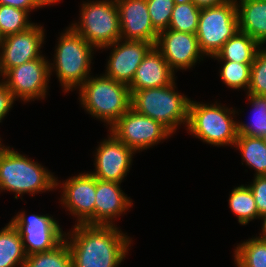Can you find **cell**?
Returning a JSON list of instances; mask_svg holds the SVG:
<instances>
[{"label": "cell", "instance_id": "6da1fadb", "mask_svg": "<svg viewBox=\"0 0 266 267\" xmlns=\"http://www.w3.org/2000/svg\"><path fill=\"white\" fill-rule=\"evenodd\" d=\"M72 267H118L129 251L131 240L117 225L75 224L65 232Z\"/></svg>", "mask_w": 266, "mask_h": 267}, {"label": "cell", "instance_id": "7a4b0ae2", "mask_svg": "<svg viewBox=\"0 0 266 267\" xmlns=\"http://www.w3.org/2000/svg\"><path fill=\"white\" fill-rule=\"evenodd\" d=\"M56 177L46 167L10 146H0V191H10L15 199L56 189Z\"/></svg>", "mask_w": 266, "mask_h": 267}, {"label": "cell", "instance_id": "3957f363", "mask_svg": "<svg viewBox=\"0 0 266 267\" xmlns=\"http://www.w3.org/2000/svg\"><path fill=\"white\" fill-rule=\"evenodd\" d=\"M78 94L81 107L109 128L131 107L129 87L104 74L88 77Z\"/></svg>", "mask_w": 266, "mask_h": 267}, {"label": "cell", "instance_id": "277c9868", "mask_svg": "<svg viewBox=\"0 0 266 267\" xmlns=\"http://www.w3.org/2000/svg\"><path fill=\"white\" fill-rule=\"evenodd\" d=\"M58 38L54 62L49 63L50 75L54 69L64 93H69L91 76L90 65L95 48L70 26Z\"/></svg>", "mask_w": 266, "mask_h": 267}, {"label": "cell", "instance_id": "5b68a950", "mask_svg": "<svg viewBox=\"0 0 266 267\" xmlns=\"http://www.w3.org/2000/svg\"><path fill=\"white\" fill-rule=\"evenodd\" d=\"M176 88L174 80L167 86L130 91L131 108L161 123L174 134L182 124L187 126L191 100Z\"/></svg>", "mask_w": 266, "mask_h": 267}, {"label": "cell", "instance_id": "8992f818", "mask_svg": "<svg viewBox=\"0 0 266 267\" xmlns=\"http://www.w3.org/2000/svg\"><path fill=\"white\" fill-rule=\"evenodd\" d=\"M238 111L218 104L190 100L186 130L194 137L213 146H234L238 137Z\"/></svg>", "mask_w": 266, "mask_h": 267}, {"label": "cell", "instance_id": "52a82bcc", "mask_svg": "<svg viewBox=\"0 0 266 267\" xmlns=\"http://www.w3.org/2000/svg\"><path fill=\"white\" fill-rule=\"evenodd\" d=\"M80 21L70 27L91 46L102 49L121 39V27L116 0L83 1Z\"/></svg>", "mask_w": 266, "mask_h": 267}, {"label": "cell", "instance_id": "ba28073f", "mask_svg": "<svg viewBox=\"0 0 266 267\" xmlns=\"http://www.w3.org/2000/svg\"><path fill=\"white\" fill-rule=\"evenodd\" d=\"M238 31L235 0H229L219 6L201 9L196 36L204 56H215Z\"/></svg>", "mask_w": 266, "mask_h": 267}, {"label": "cell", "instance_id": "9c48e42d", "mask_svg": "<svg viewBox=\"0 0 266 267\" xmlns=\"http://www.w3.org/2000/svg\"><path fill=\"white\" fill-rule=\"evenodd\" d=\"M135 153L147 150L173 134L161 123L129 108L109 130Z\"/></svg>", "mask_w": 266, "mask_h": 267}, {"label": "cell", "instance_id": "30bf717a", "mask_svg": "<svg viewBox=\"0 0 266 267\" xmlns=\"http://www.w3.org/2000/svg\"><path fill=\"white\" fill-rule=\"evenodd\" d=\"M50 61L41 58L9 69L1 81L13 93L14 98L24 102L43 100L48 93L50 81ZM20 98V99H19Z\"/></svg>", "mask_w": 266, "mask_h": 267}, {"label": "cell", "instance_id": "8fae6325", "mask_svg": "<svg viewBox=\"0 0 266 267\" xmlns=\"http://www.w3.org/2000/svg\"><path fill=\"white\" fill-rule=\"evenodd\" d=\"M10 222L19 231L27 256L50 251L64 240L65 232L59 222L49 214H32L28 217L25 211H21Z\"/></svg>", "mask_w": 266, "mask_h": 267}, {"label": "cell", "instance_id": "7c38bea8", "mask_svg": "<svg viewBox=\"0 0 266 267\" xmlns=\"http://www.w3.org/2000/svg\"><path fill=\"white\" fill-rule=\"evenodd\" d=\"M55 187L62 188L60 204L70 212L69 215L77 218L75 224L94 225L96 178L90 172L79 173L62 184L56 178Z\"/></svg>", "mask_w": 266, "mask_h": 267}, {"label": "cell", "instance_id": "4fadbf2b", "mask_svg": "<svg viewBox=\"0 0 266 267\" xmlns=\"http://www.w3.org/2000/svg\"><path fill=\"white\" fill-rule=\"evenodd\" d=\"M107 136L108 139L101 141L96 148L95 171L90 173L100 180L122 183L130 172L135 152L110 131Z\"/></svg>", "mask_w": 266, "mask_h": 267}, {"label": "cell", "instance_id": "5bb4252c", "mask_svg": "<svg viewBox=\"0 0 266 267\" xmlns=\"http://www.w3.org/2000/svg\"><path fill=\"white\" fill-rule=\"evenodd\" d=\"M45 29L37 23L25 31L4 38L0 51V76L9 69L43 56Z\"/></svg>", "mask_w": 266, "mask_h": 267}, {"label": "cell", "instance_id": "9a60e30c", "mask_svg": "<svg viewBox=\"0 0 266 267\" xmlns=\"http://www.w3.org/2000/svg\"><path fill=\"white\" fill-rule=\"evenodd\" d=\"M155 47L174 73L180 69H191L197 61L204 60L196 34L166 29L158 33Z\"/></svg>", "mask_w": 266, "mask_h": 267}, {"label": "cell", "instance_id": "2e32d148", "mask_svg": "<svg viewBox=\"0 0 266 267\" xmlns=\"http://www.w3.org/2000/svg\"><path fill=\"white\" fill-rule=\"evenodd\" d=\"M153 46L150 42L120 39L102 48L106 50L113 47L104 75L129 86L138 66Z\"/></svg>", "mask_w": 266, "mask_h": 267}, {"label": "cell", "instance_id": "e0dca14e", "mask_svg": "<svg viewBox=\"0 0 266 267\" xmlns=\"http://www.w3.org/2000/svg\"><path fill=\"white\" fill-rule=\"evenodd\" d=\"M121 39L150 42L154 46L158 32L154 29L146 0H116Z\"/></svg>", "mask_w": 266, "mask_h": 267}, {"label": "cell", "instance_id": "ac0fdd59", "mask_svg": "<svg viewBox=\"0 0 266 267\" xmlns=\"http://www.w3.org/2000/svg\"><path fill=\"white\" fill-rule=\"evenodd\" d=\"M120 185L96 178L94 225H115L114 218L116 220L133 206L132 199Z\"/></svg>", "mask_w": 266, "mask_h": 267}, {"label": "cell", "instance_id": "d6986e66", "mask_svg": "<svg viewBox=\"0 0 266 267\" xmlns=\"http://www.w3.org/2000/svg\"><path fill=\"white\" fill-rule=\"evenodd\" d=\"M174 80H176L175 73L170 69L162 53L153 46L144 56L128 87L130 91L157 88L167 86Z\"/></svg>", "mask_w": 266, "mask_h": 267}, {"label": "cell", "instance_id": "ffe728a7", "mask_svg": "<svg viewBox=\"0 0 266 267\" xmlns=\"http://www.w3.org/2000/svg\"><path fill=\"white\" fill-rule=\"evenodd\" d=\"M239 31L266 44V0H235Z\"/></svg>", "mask_w": 266, "mask_h": 267}, {"label": "cell", "instance_id": "44dd1931", "mask_svg": "<svg viewBox=\"0 0 266 267\" xmlns=\"http://www.w3.org/2000/svg\"><path fill=\"white\" fill-rule=\"evenodd\" d=\"M262 46L248 34L238 31L221 48L212 59L233 61L238 63H253L258 50Z\"/></svg>", "mask_w": 266, "mask_h": 267}, {"label": "cell", "instance_id": "7402d4cb", "mask_svg": "<svg viewBox=\"0 0 266 267\" xmlns=\"http://www.w3.org/2000/svg\"><path fill=\"white\" fill-rule=\"evenodd\" d=\"M26 252L18 229L9 221L0 230V267H24Z\"/></svg>", "mask_w": 266, "mask_h": 267}, {"label": "cell", "instance_id": "603a6c76", "mask_svg": "<svg viewBox=\"0 0 266 267\" xmlns=\"http://www.w3.org/2000/svg\"><path fill=\"white\" fill-rule=\"evenodd\" d=\"M234 147L240 151L246 166L255 170L254 176L266 175V145L260 137L238 135Z\"/></svg>", "mask_w": 266, "mask_h": 267}, {"label": "cell", "instance_id": "cb8c5ba5", "mask_svg": "<svg viewBox=\"0 0 266 267\" xmlns=\"http://www.w3.org/2000/svg\"><path fill=\"white\" fill-rule=\"evenodd\" d=\"M228 201L229 208L237 216L239 224L246 225L254 219H260L255 199L247 184L234 187Z\"/></svg>", "mask_w": 266, "mask_h": 267}, {"label": "cell", "instance_id": "d4e9b609", "mask_svg": "<svg viewBox=\"0 0 266 267\" xmlns=\"http://www.w3.org/2000/svg\"><path fill=\"white\" fill-rule=\"evenodd\" d=\"M236 267H266V239L252 237L234 249Z\"/></svg>", "mask_w": 266, "mask_h": 267}, {"label": "cell", "instance_id": "484cf974", "mask_svg": "<svg viewBox=\"0 0 266 267\" xmlns=\"http://www.w3.org/2000/svg\"><path fill=\"white\" fill-rule=\"evenodd\" d=\"M24 267H72L71 252L66 240L50 251L28 255Z\"/></svg>", "mask_w": 266, "mask_h": 267}, {"label": "cell", "instance_id": "4316f807", "mask_svg": "<svg viewBox=\"0 0 266 267\" xmlns=\"http://www.w3.org/2000/svg\"><path fill=\"white\" fill-rule=\"evenodd\" d=\"M246 96L249 104L252 105L254 115L251 117L253 119L250 124L237 121V133L249 137H261L266 133V96L252 94Z\"/></svg>", "mask_w": 266, "mask_h": 267}, {"label": "cell", "instance_id": "83f0119b", "mask_svg": "<svg viewBox=\"0 0 266 267\" xmlns=\"http://www.w3.org/2000/svg\"><path fill=\"white\" fill-rule=\"evenodd\" d=\"M201 9L194 3L175 4L168 29L196 34Z\"/></svg>", "mask_w": 266, "mask_h": 267}, {"label": "cell", "instance_id": "f1b7e54d", "mask_svg": "<svg viewBox=\"0 0 266 267\" xmlns=\"http://www.w3.org/2000/svg\"><path fill=\"white\" fill-rule=\"evenodd\" d=\"M221 62L220 64H222V66L219 73L223 83L231 89L248 90L252 63H238L233 61Z\"/></svg>", "mask_w": 266, "mask_h": 267}, {"label": "cell", "instance_id": "f546056e", "mask_svg": "<svg viewBox=\"0 0 266 267\" xmlns=\"http://www.w3.org/2000/svg\"><path fill=\"white\" fill-rule=\"evenodd\" d=\"M34 24L29 20L28 11L0 5V32L4 37L25 31Z\"/></svg>", "mask_w": 266, "mask_h": 267}, {"label": "cell", "instance_id": "4dcf8cb0", "mask_svg": "<svg viewBox=\"0 0 266 267\" xmlns=\"http://www.w3.org/2000/svg\"><path fill=\"white\" fill-rule=\"evenodd\" d=\"M247 94L266 96V48L261 47L251 65Z\"/></svg>", "mask_w": 266, "mask_h": 267}, {"label": "cell", "instance_id": "1f68e13d", "mask_svg": "<svg viewBox=\"0 0 266 267\" xmlns=\"http://www.w3.org/2000/svg\"><path fill=\"white\" fill-rule=\"evenodd\" d=\"M150 19L154 29L159 33L168 29L174 0H146Z\"/></svg>", "mask_w": 266, "mask_h": 267}, {"label": "cell", "instance_id": "d6a6232c", "mask_svg": "<svg viewBox=\"0 0 266 267\" xmlns=\"http://www.w3.org/2000/svg\"><path fill=\"white\" fill-rule=\"evenodd\" d=\"M256 202L259 217L266 215V175L254 176L253 183L248 185Z\"/></svg>", "mask_w": 266, "mask_h": 267}, {"label": "cell", "instance_id": "836d02e7", "mask_svg": "<svg viewBox=\"0 0 266 267\" xmlns=\"http://www.w3.org/2000/svg\"><path fill=\"white\" fill-rule=\"evenodd\" d=\"M60 2V0H0V5L11 6L29 13L34 9L42 8Z\"/></svg>", "mask_w": 266, "mask_h": 267}, {"label": "cell", "instance_id": "e575fe53", "mask_svg": "<svg viewBox=\"0 0 266 267\" xmlns=\"http://www.w3.org/2000/svg\"><path fill=\"white\" fill-rule=\"evenodd\" d=\"M16 99L8 87L0 80V123L13 107Z\"/></svg>", "mask_w": 266, "mask_h": 267}, {"label": "cell", "instance_id": "d590c367", "mask_svg": "<svg viewBox=\"0 0 266 267\" xmlns=\"http://www.w3.org/2000/svg\"><path fill=\"white\" fill-rule=\"evenodd\" d=\"M229 0H191L198 8L214 7L224 4Z\"/></svg>", "mask_w": 266, "mask_h": 267}, {"label": "cell", "instance_id": "8d00e7d4", "mask_svg": "<svg viewBox=\"0 0 266 267\" xmlns=\"http://www.w3.org/2000/svg\"><path fill=\"white\" fill-rule=\"evenodd\" d=\"M261 220H263V225H262V234H259L258 237L262 238V239H266V215L262 216L260 218ZM261 235V236H260Z\"/></svg>", "mask_w": 266, "mask_h": 267}, {"label": "cell", "instance_id": "74e56055", "mask_svg": "<svg viewBox=\"0 0 266 267\" xmlns=\"http://www.w3.org/2000/svg\"><path fill=\"white\" fill-rule=\"evenodd\" d=\"M175 4H185L187 2H191V0H174Z\"/></svg>", "mask_w": 266, "mask_h": 267}, {"label": "cell", "instance_id": "f35d334b", "mask_svg": "<svg viewBox=\"0 0 266 267\" xmlns=\"http://www.w3.org/2000/svg\"><path fill=\"white\" fill-rule=\"evenodd\" d=\"M4 36H3V34L0 32V50H1V48H2V45H3V43H4Z\"/></svg>", "mask_w": 266, "mask_h": 267}, {"label": "cell", "instance_id": "ab89813d", "mask_svg": "<svg viewBox=\"0 0 266 267\" xmlns=\"http://www.w3.org/2000/svg\"><path fill=\"white\" fill-rule=\"evenodd\" d=\"M260 138L262 139L263 143L266 145V133L263 134Z\"/></svg>", "mask_w": 266, "mask_h": 267}]
</instances>
